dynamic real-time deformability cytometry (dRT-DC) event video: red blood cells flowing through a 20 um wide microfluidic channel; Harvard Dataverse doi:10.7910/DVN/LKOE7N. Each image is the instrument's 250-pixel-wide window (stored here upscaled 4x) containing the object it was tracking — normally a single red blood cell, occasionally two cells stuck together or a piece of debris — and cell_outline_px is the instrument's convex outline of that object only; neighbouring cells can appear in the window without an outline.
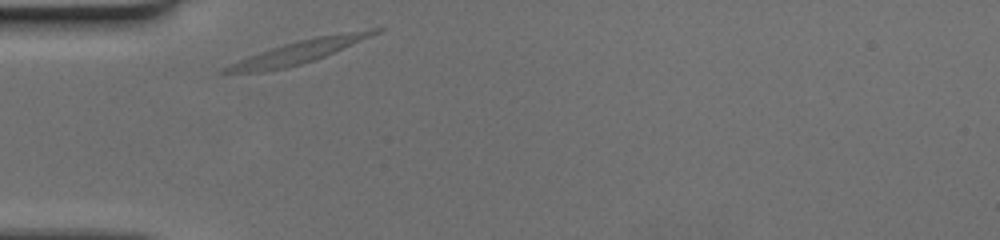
{"species": "human", "species_latin": "Homo sapiens", "temperature_condition": "cold", "stored_images_in_passage": 26, "camera_frame_rate_fps": 3000, "um_per_image_px": 0.085, "donor": {"sex": "female"}, "frame": {"image": 1, "passage_image": 1, "time_ms": 0.0, "image_size_px": [1000, 240], "cell_outline_px": [[384, 28], [380, 32], [372, 36], [324, 56], [300, 64], [284, 68], [256, 72], [220, 72], [220, 68], [260, 52], [284, 44], [316, 36], [368, 28]], "centroid_in_image_um": [25.45, 4.38], "position_along_channel_um": 59.5, "area_um2": 19.54}}
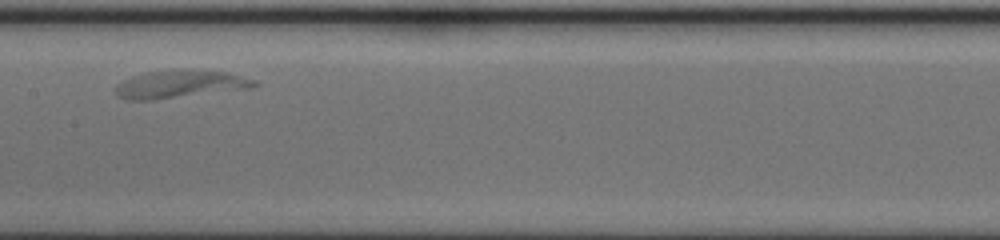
{"frame": {"image": 2, "passage_image": 12, "time_ms": 3.667, "image_size_px": [1000, 240], "cell_outline_px": [[256, 84], [248, 88], [152, 100], [128, 100], [120, 96], [116, 92], [116, 88], [124, 80], [148, 72], [180, 68], [228, 72], [256, 80]], "centroid_in_image_um": [15.33, 7.13], "position_along_channel_um": 192.1, "area_um2": 22.02}}
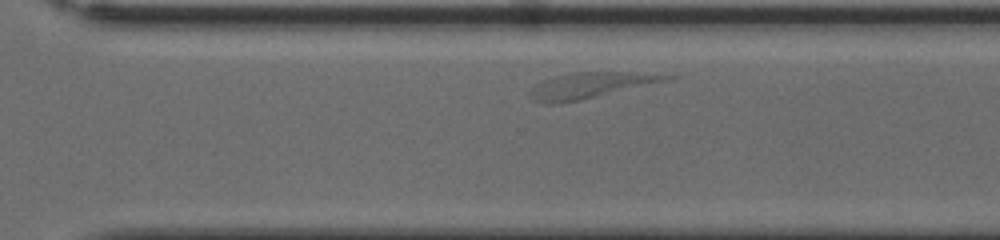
{"frame": {"image": 3, "passage_image": 22, "time_ms": 7.0, "image_size_px": [1000, 240], "cell_outline_px": [[680, 76], [664, 80], [580, 100], [552, 104], [536, 100], [528, 92], [532, 88], [544, 80], [556, 76], [580, 72], [628, 72]], "centroid_in_image_um": [50.13, 7.25], "position_along_channel_um": 320.5, "area_um2": 19.36}}